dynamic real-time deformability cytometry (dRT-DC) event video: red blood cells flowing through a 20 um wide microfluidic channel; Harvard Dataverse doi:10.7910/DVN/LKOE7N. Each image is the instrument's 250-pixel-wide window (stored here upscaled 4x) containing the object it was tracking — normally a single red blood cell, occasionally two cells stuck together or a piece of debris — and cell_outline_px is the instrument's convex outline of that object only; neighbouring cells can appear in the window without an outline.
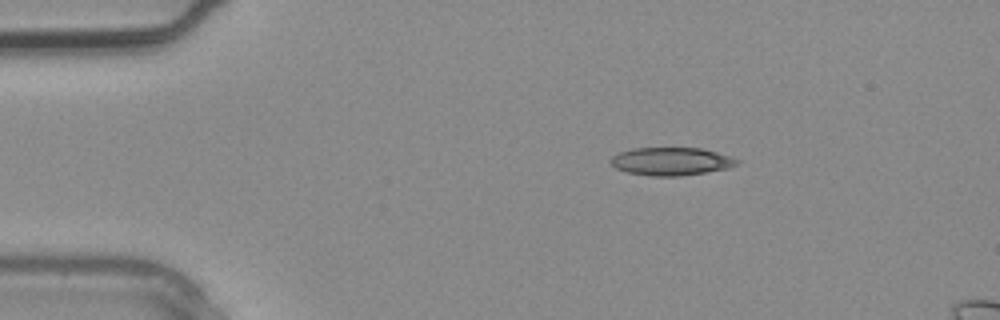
{"species": "common noctule bat (a hibernating species)", "species_latin": "Nyctalus noctula", "temperature_condition": "warm", "stored_images_in_passage": 3, "camera_frame_rate_fps": 3000, "um_per_image_px": 0.085, "animal": {"sex": "male", "body_mass_g": 20.4}, "frame": {"image": 1, "passage_image": 1, "time_ms": 0.0, "image_size_px": [1000, 320], "cell_outline_px": [[740, 164], [728, 168], [680, 176], [648, 176], [628, 172], [616, 168], [608, 160], [612, 156], [620, 152], [632, 148], [700, 148], [716, 152], [740, 160]], "centroid_in_image_um": [57.03, 13.71], "position_along_channel_um": 28.0, "area_um2": 20.52}}